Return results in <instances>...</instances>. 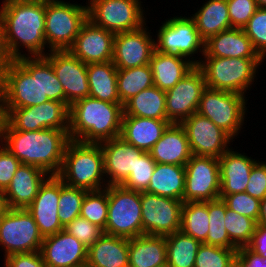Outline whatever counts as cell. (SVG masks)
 <instances>
[{
    "instance_id": "obj_57",
    "label": "cell",
    "mask_w": 266,
    "mask_h": 267,
    "mask_svg": "<svg viewBox=\"0 0 266 267\" xmlns=\"http://www.w3.org/2000/svg\"><path fill=\"white\" fill-rule=\"evenodd\" d=\"M10 209L4 190L0 189V217Z\"/></svg>"
},
{
    "instance_id": "obj_32",
    "label": "cell",
    "mask_w": 266,
    "mask_h": 267,
    "mask_svg": "<svg viewBox=\"0 0 266 267\" xmlns=\"http://www.w3.org/2000/svg\"><path fill=\"white\" fill-rule=\"evenodd\" d=\"M185 166L156 163L145 192L183 201Z\"/></svg>"
},
{
    "instance_id": "obj_23",
    "label": "cell",
    "mask_w": 266,
    "mask_h": 267,
    "mask_svg": "<svg viewBox=\"0 0 266 267\" xmlns=\"http://www.w3.org/2000/svg\"><path fill=\"white\" fill-rule=\"evenodd\" d=\"M88 247L65 230L43 238L40 253L48 267H86Z\"/></svg>"
},
{
    "instance_id": "obj_37",
    "label": "cell",
    "mask_w": 266,
    "mask_h": 267,
    "mask_svg": "<svg viewBox=\"0 0 266 267\" xmlns=\"http://www.w3.org/2000/svg\"><path fill=\"white\" fill-rule=\"evenodd\" d=\"M154 86L150 64L128 69H117V92L124 105L142 90Z\"/></svg>"
},
{
    "instance_id": "obj_21",
    "label": "cell",
    "mask_w": 266,
    "mask_h": 267,
    "mask_svg": "<svg viewBox=\"0 0 266 267\" xmlns=\"http://www.w3.org/2000/svg\"><path fill=\"white\" fill-rule=\"evenodd\" d=\"M114 36L88 19L68 51L85 64L109 62L113 57Z\"/></svg>"
},
{
    "instance_id": "obj_46",
    "label": "cell",
    "mask_w": 266,
    "mask_h": 267,
    "mask_svg": "<svg viewBox=\"0 0 266 267\" xmlns=\"http://www.w3.org/2000/svg\"><path fill=\"white\" fill-rule=\"evenodd\" d=\"M219 198L222 199L226 206L231 210L257 222L260 208L259 199L252 197L247 192L219 195Z\"/></svg>"
},
{
    "instance_id": "obj_16",
    "label": "cell",
    "mask_w": 266,
    "mask_h": 267,
    "mask_svg": "<svg viewBox=\"0 0 266 267\" xmlns=\"http://www.w3.org/2000/svg\"><path fill=\"white\" fill-rule=\"evenodd\" d=\"M206 88L203 72L195 66L173 88L166 91L167 120L170 123L181 124L196 113Z\"/></svg>"
},
{
    "instance_id": "obj_7",
    "label": "cell",
    "mask_w": 266,
    "mask_h": 267,
    "mask_svg": "<svg viewBox=\"0 0 266 267\" xmlns=\"http://www.w3.org/2000/svg\"><path fill=\"white\" fill-rule=\"evenodd\" d=\"M87 20L88 5L65 1L45 4V39L48 51L68 50Z\"/></svg>"
},
{
    "instance_id": "obj_27",
    "label": "cell",
    "mask_w": 266,
    "mask_h": 267,
    "mask_svg": "<svg viewBox=\"0 0 266 267\" xmlns=\"http://www.w3.org/2000/svg\"><path fill=\"white\" fill-rule=\"evenodd\" d=\"M149 153L156 163L185 166L192 157L185 128L171 123Z\"/></svg>"
},
{
    "instance_id": "obj_33",
    "label": "cell",
    "mask_w": 266,
    "mask_h": 267,
    "mask_svg": "<svg viewBox=\"0 0 266 267\" xmlns=\"http://www.w3.org/2000/svg\"><path fill=\"white\" fill-rule=\"evenodd\" d=\"M89 97L120 103L117 92V68L112 61L87 64Z\"/></svg>"
},
{
    "instance_id": "obj_31",
    "label": "cell",
    "mask_w": 266,
    "mask_h": 267,
    "mask_svg": "<svg viewBox=\"0 0 266 267\" xmlns=\"http://www.w3.org/2000/svg\"><path fill=\"white\" fill-rule=\"evenodd\" d=\"M129 267H161L167 264L165 236L141 235L129 239Z\"/></svg>"
},
{
    "instance_id": "obj_59",
    "label": "cell",
    "mask_w": 266,
    "mask_h": 267,
    "mask_svg": "<svg viewBox=\"0 0 266 267\" xmlns=\"http://www.w3.org/2000/svg\"><path fill=\"white\" fill-rule=\"evenodd\" d=\"M258 8H266V0H256Z\"/></svg>"
},
{
    "instance_id": "obj_20",
    "label": "cell",
    "mask_w": 266,
    "mask_h": 267,
    "mask_svg": "<svg viewBox=\"0 0 266 267\" xmlns=\"http://www.w3.org/2000/svg\"><path fill=\"white\" fill-rule=\"evenodd\" d=\"M59 197L60 178L57 175H50L40 186L33 202L26 208L43 238L64 230L57 215Z\"/></svg>"
},
{
    "instance_id": "obj_13",
    "label": "cell",
    "mask_w": 266,
    "mask_h": 267,
    "mask_svg": "<svg viewBox=\"0 0 266 267\" xmlns=\"http://www.w3.org/2000/svg\"><path fill=\"white\" fill-rule=\"evenodd\" d=\"M5 110L6 121L18 131L69 129V107L64 102L48 100L39 105Z\"/></svg>"
},
{
    "instance_id": "obj_55",
    "label": "cell",
    "mask_w": 266,
    "mask_h": 267,
    "mask_svg": "<svg viewBox=\"0 0 266 267\" xmlns=\"http://www.w3.org/2000/svg\"><path fill=\"white\" fill-rule=\"evenodd\" d=\"M6 115L7 114L5 110L4 89L0 79V133L6 124Z\"/></svg>"
},
{
    "instance_id": "obj_11",
    "label": "cell",
    "mask_w": 266,
    "mask_h": 267,
    "mask_svg": "<svg viewBox=\"0 0 266 267\" xmlns=\"http://www.w3.org/2000/svg\"><path fill=\"white\" fill-rule=\"evenodd\" d=\"M43 236L26 208H10L0 217V246L4 258L9 255L41 250Z\"/></svg>"
},
{
    "instance_id": "obj_6",
    "label": "cell",
    "mask_w": 266,
    "mask_h": 267,
    "mask_svg": "<svg viewBox=\"0 0 266 267\" xmlns=\"http://www.w3.org/2000/svg\"><path fill=\"white\" fill-rule=\"evenodd\" d=\"M197 67L208 88L246 94L254 83L263 58L203 57Z\"/></svg>"
},
{
    "instance_id": "obj_19",
    "label": "cell",
    "mask_w": 266,
    "mask_h": 267,
    "mask_svg": "<svg viewBox=\"0 0 266 267\" xmlns=\"http://www.w3.org/2000/svg\"><path fill=\"white\" fill-rule=\"evenodd\" d=\"M144 25L114 36L112 62L117 69H128L150 63L156 49L155 39Z\"/></svg>"
},
{
    "instance_id": "obj_48",
    "label": "cell",
    "mask_w": 266,
    "mask_h": 267,
    "mask_svg": "<svg viewBox=\"0 0 266 267\" xmlns=\"http://www.w3.org/2000/svg\"><path fill=\"white\" fill-rule=\"evenodd\" d=\"M231 28H243L258 9L256 0H227Z\"/></svg>"
},
{
    "instance_id": "obj_15",
    "label": "cell",
    "mask_w": 266,
    "mask_h": 267,
    "mask_svg": "<svg viewBox=\"0 0 266 267\" xmlns=\"http://www.w3.org/2000/svg\"><path fill=\"white\" fill-rule=\"evenodd\" d=\"M183 201L141 192L143 235L166 236L181 229Z\"/></svg>"
},
{
    "instance_id": "obj_4",
    "label": "cell",
    "mask_w": 266,
    "mask_h": 267,
    "mask_svg": "<svg viewBox=\"0 0 266 267\" xmlns=\"http://www.w3.org/2000/svg\"><path fill=\"white\" fill-rule=\"evenodd\" d=\"M123 105L92 97L79 99L69 106L70 140L100 143L120 136Z\"/></svg>"
},
{
    "instance_id": "obj_5",
    "label": "cell",
    "mask_w": 266,
    "mask_h": 267,
    "mask_svg": "<svg viewBox=\"0 0 266 267\" xmlns=\"http://www.w3.org/2000/svg\"><path fill=\"white\" fill-rule=\"evenodd\" d=\"M57 176L71 187L87 191L105 189L108 185L100 143L70 140L65 149L61 171Z\"/></svg>"
},
{
    "instance_id": "obj_53",
    "label": "cell",
    "mask_w": 266,
    "mask_h": 267,
    "mask_svg": "<svg viewBox=\"0 0 266 267\" xmlns=\"http://www.w3.org/2000/svg\"><path fill=\"white\" fill-rule=\"evenodd\" d=\"M248 247L259 254L262 258H266V225L257 224L255 233L253 234L251 243Z\"/></svg>"
},
{
    "instance_id": "obj_9",
    "label": "cell",
    "mask_w": 266,
    "mask_h": 267,
    "mask_svg": "<svg viewBox=\"0 0 266 267\" xmlns=\"http://www.w3.org/2000/svg\"><path fill=\"white\" fill-rule=\"evenodd\" d=\"M247 97L235 92L206 88L199 101L197 113L210 119L232 139L243 126Z\"/></svg>"
},
{
    "instance_id": "obj_45",
    "label": "cell",
    "mask_w": 266,
    "mask_h": 267,
    "mask_svg": "<svg viewBox=\"0 0 266 267\" xmlns=\"http://www.w3.org/2000/svg\"><path fill=\"white\" fill-rule=\"evenodd\" d=\"M251 40L255 50L265 60L266 58V8H258L242 28Z\"/></svg>"
},
{
    "instance_id": "obj_42",
    "label": "cell",
    "mask_w": 266,
    "mask_h": 267,
    "mask_svg": "<svg viewBox=\"0 0 266 267\" xmlns=\"http://www.w3.org/2000/svg\"><path fill=\"white\" fill-rule=\"evenodd\" d=\"M87 192L82 188L68 186L60 179L59 211L57 215L63 227L80 216L82 202Z\"/></svg>"
},
{
    "instance_id": "obj_39",
    "label": "cell",
    "mask_w": 266,
    "mask_h": 267,
    "mask_svg": "<svg viewBox=\"0 0 266 267\" xmlns=\"http://www.w3.org/2000/svg\"><path fill=\"white\" fill-rule=\"evenodd\" d=\"M209 230L204 244L223 248H237L229 239L224 225L226 204L222 199L208 201Z\"/></svg>"
},
{
    "instance_id": "obj_25",
    "label": "cell",
    "mask_w": 266,
    "mask_h": 267,
    "mask_svg": "<svg viewBox=\"0 0 266 267\" xmlns=\"http://www.w3.org/2000/svg\"><path fill=\"white\" fill-rule=\"evenodd\" d=\"M203 57L262 58L242 28H230L209 37Z\"/></svg>"
},
{
    "instance_id": "obj_28",
    "label": "cell",
    "mask_w": 266,
    "mask_h": 267,
    "mask_svg": "<svg viewBox=\"0 0 266 267\" xmlns=\"http://www.w3.org/2000/svg\"><path fill=\"white\" fill-rule=\"evenodd\" d=\"M171 123L136 116H123L120 137L138 149L149 152Z\"/></svg>"
},
{
    "instance_id": "obj_22",
    "label": "cell",
    "mask_w": 266,
    "mask_h": 267,
    "mask_svg": "<svg viewBox=\"0 0 266 267\" xmlns=\"http://www.w3.org/2000/svg\"><path fill=\"white\" fill-rule=\"evenodd\" d=\"M107 185H121L135 170L136 159L145 152L120 136L100 142Z\"/></svg>"
},
{
    "instance_id": "obj_12",
    "label": "cell",
    "mask_w": 266,
    "mask_h": 267,
    "mask_svg": "<svg viewBox=\"0 0 266 267\" xmlns=\"http://www.w3.org/2000/svg\"><path fill=\"white\" fill-rule=\"evenodd\" d=\"M204 43L194 21L189 16H174L159 27L155 47L162 53L183 56L197 66L200 60H196L193 55L198 52L204 55Z\"/></svg>"
},
{
    "instance_id": "obj_14",
    "label": "cell",
    "mask_w": 266,
    "mask_h": 267,
    "mask_svg": "<svg viewBox=\"0 0 266 267\" xmlns=\"http://www.w3.org/2000/svg\"><path fill=\"white\" fill-rule=\"evenodd\" d=\"M219 195V158L192 155L185 165L183 202L213 201Z\"/></svg>"
},
{
    "instance_id": "obj_43",
    "label": "cell",
    "mask_w": 266,
    "mask_h": 267,
    "mask_svg": "<svg viewBox=\"0 0 266 267\" xmlns=\"http://www.w3.org/2000/svg\"><path fill=\"white\" fill-rule=\"evenodd\" d=\"M238 248H223L202 243L197 251L194 267H232Z\"/></svg>"
},
{
    "instance_id": "obj_1",
    "label": "cell",
    "mask_w": 266,
    "mask_h": 267,
    "mask_svg": "<svg viewBox=\"0 0 266 267\" xmlns=\"http://www.w3.org/2000/svg\"><path fill=\"white\" fill-rule=\"evenodd\" d=\"M5 108H24L48 100L64 102L63 86L52 64L44 56H23L13 60L1 73Z\"/></svg>"
},
{
    "instance_id": "obj_51",
    "label": "cell",
    "mask_w": 266,
    "mask_h": 267,
    "mask_svg": "<svg viewBox=\"0 0 266 267\" xmlns=\"http://www.w3.org/2000/svg\"><path fill=\"white\" fill-rule=\"evenodd\" d=\"M4 260L5 267H48L44 263L40 251L12 254Z\"/></svg>"
},
{
    "instance_id": "obj_2",
    "label": "cell",
    "mask_w": 266,
    "mask_h": 267,
    "mask_svg": "<svg viewBox=\"0 0 266 267\" xmlns=\"http://www.w3.org/2000/svg\"><path fill=\"white\" fill-rule=\"evenodd\" d=\"M69 141L68 130L47 128L37 131H18L7 121L0 133V143L21 164L34 165L49 175L60 173Z\"/></svg>"
},
{
    "instance_id": "obj_3",
    "label": "cell",
    "mask_w": 266,
    "mask_h": 267,
    "mask_svg": "<svg viewBox=\"0 0 266 267\" xmlns=\"http://www.w3.org/2000/svg\"><path fill=\"white\" fill-rule=\"evenodd\" d=\"M0 17L3 21L6 47L13 60L23 56H45L48 53L44 52L47 45L44 3L3 0ZM21 48H26L28 54L21 52Z\"/></svg>"
},
{
    "instance_id": "obj_54",
    "label": "cell",
    "mask_w": 266,
    "mask_h": 267,
    "mask_svg": "<svg viewBox=\"0 0 266 267\" xmlns=\"http://www.w3.org/2000/svg\"><path fill=\"white\" fill-rule=\"evenodd\" d=\"M13 61V58L10 56L4 35V26L3 21L0 17V73Z\"/></svg>"
},
{
    "instance_id": "obj_52",
    "label": "cell",
    "mask_w": 266,
    "mask_h": 267,
    "mask_svg": "<svg viewBox=\"0 0 266 267\" xmlns=\"http://www.w3.org/2000/svg\"><path fill=\"white\" fill-rule=\"evenodd\" d=\"M236 263L240 267H266V258L253 252L248 246L240 247L236 254Z\"/></svg>"
},
{
    "instance_id": "obj_17",
    "label": "cell",
    "mask_w": 266,
    "mask_h": 267,
    "mask_svg": "<svg viewBox=\"0 0 266 267\" xmlns=\"http://www.w3.org/2000/svg\"><path fill=\"white\" fill-rule=\"evenodd\" d=\"M181 125L187 133L192 155L220 158L234 140L210 119L194 113Z\"/></svg>"
},
{
    "instance_id": "obj_34",
    "label": "cell",
    "mask_w": 266,
    "mask_h": 267,
    "mask_svg": "<svg viewBox=\"0 0 266 267\" xmlns=\"http://www.w3.org/2000/svg\"><path fill=\"white\" fill-rule=\"evenodd\" d=\"M190 18L194 21L200 37H209L231 28L227 0H207Z\"/></svg>"
},
{
    "instance_id": "obj_56",
    "label": "cell",
    "mask_w": 266,
    "mask_h": 267,
    "mask_svg": "<svg viewBox=\"0 0 266 267\" xmlns=\"http://www.w3.org/2000/svg\"><path fill=\"white\" fill-rule=\"evenodd\" d=\"M257 224L266 225V196L262 200H260L259 217Z\"/></svg>"
},
{
    "instance_id": "obj_38",
    "label": "cell",
    "mask_w": 266,
    "mask_h": 267,
    "mask_svg": "<svg viewBox=\"0 0 266 267\" xmlns=\"http://www.w3.org/2000/svg\"><path fill=\"white\" fill-rule=\"evenodd\" d=\"M180 230L205 243L209 230L208 201L183 202Z\"/></svg>"
},
{
    "instance_id": "obj_60",
    "label": "cell",
    "mask_w": 266,
    "mask_h": 267,
    "mask_svg": "<svg viewBox=\"0 0 266 267\" xmlns=\"http://www.w3.org/2000/svg\"><path fill=\"white\" fill-rule=\"evenodd\" d=\"M232 267H240L236 262L232 265Z\"/></svg>"
},
{
    "instance_id": "obj_44",
    "label": "cell",
    "mask_w": 266,
    "mask_h": 267,
    "mask_svg": "<svg viewBox=\"0 0 266 267\" xmlns=\"http://www.w3.org/2000/svg\"><path fill=\"white\" fill-rule=\"evenodd\" d=\"M156 162L149 152H144L136 159L135 170L121 184L122 187L137 192H145L154 173Z\"/></svg>"
},
{
    "instance_id": "obj_35",
    "label": "cell",
    "mask_w": 266,
    "mask_h": 267,
    "mask_svg": "<svg viewBox=\"0 0 266 267\" xmlns=\"http://www.w3.org/2000/svg\"><path fill=\"white\" fill-rule=\"evenodd\" d=\"M123 116L167 120L166 92L156 86L142 90L123 105Z\"/></svg>"
},
{
    "instance_id": "obj_40",
    "label": "cell",
    "mask_w": 266,
    "mask_h": 267,
    "mask_svg": "<svg viewBox=\"0 0 266 267\" xmlns=\"http://www.w3.org/2000/svg\"><path fill=\"white\" fill-rule=\"evenodd\" d=\"M224 225L230 241L237 247H245L251 243L257 222L238 214L226 206Z\"/></svg>"
},
{
    "instance_id": "obj_30",
    "label": "cell",
    "mask_w": 266,
    "mask_h": 267,
    "mask_svg": "<svg viewBox=\"0 0 266 267\" xmlns=\"http://www.w3.org/2000/svg\"><path fill=\"white\" fill-rule=\"evenodd\" d=\"M149 64L153 74L154 86L165 92L173 88L196 66L183 56L162 53L156 49Z\"/></svg>"
},
{
    "instance_id": "obj_26",
    "label": "cell",
    "mask_w": 266,
    "mask_h": 267,
    "mask_svg": "<svg viewBox=\"0 0 266 267\" xmlns=\"http://www.w3.org/2000/svg\"><path fill=\"white\" fill-rule=\"evenodd\" d=\"M257 160L229 148L219 158L220 195L245 192L251 169Z\"/></svg>"
},
{
    "instance_id": "obj_36",
    "label": "cell",
    "mask_w": 266,
    "mask_h": 267,
    "mask_svg": "<svg viewBox=\"0 0 266 267\" xmlns=\"http://www.w3.org/2000/svg\"><path fill=\"white\" fill-rule=\"evenodd\" d=\"M167 265L169 267H194L201 243L181 230L165 236Z\"/></svg>"
},
{
    "instance_id": "obj_29",
    "label": "cell",
    "mask_w": 266,
    "mask_h": 267,
    "mask_svg": "<svg viewBox=\"0 0 266 267\" xmlns=\"http://www.w3.org/2000/svg\"><path fill=\"white\" fill-rule=\"evenodd\" d=\"M129 239L103 234L88 247L87 267H129Z\"/></svg>"
},
{
    "instance_id": "obj_41",
    "label": "cell",
    "mask_w": 266,
    "mask_h": 267,
    "mask_svg": "<svg viewBox=\"0 0 266 267\" xmlns=\"http://www.w3.org/2000/svg\"><path fill=\"white\" fill-rule=\"evenodd\" d=\"M80 216L105 230L108 218V186L85 194Z\"/></svg>"
},
{
    "instance_id": "obj_18",
    "label": "cell",
    "mask_w": 266,
    "mask_h": 267,
    "mask_svg": "<svg viewBox=\"0 0 266 267\" xmlns=\"http://www.w3.org/2000/svg\"><path fill=\"white\" fill-rule=\"evenodd\" d=\"M51 64L64 89L66 105L89 97L87 64L68 50L50 51L44 56Z\"/></svg>"
},
{
    "instance_id": "obj_8",
    "label": "cell",
    "mask_w": 266,
    "mask_h": 267,
    "mask_svg": "<svg viewBox=\"0 0 266 267\" xmlns=\"http://www.w3.org/2000/svg\"><path fill=\"white\" fill-rule=\"evenodd\" d=\"M104 233L128 239L143 235L141 192L121 185L108 186V218Z\"/></svg>"
},
{
    "instance_id": "obj_49",
    "label": "cell",
    "mask_w": 266,
    "mask_h": 267,
    "mask_svg": "<svg viewBox=\"0 0 266 267\" xmlns=\"http://www.w3.org/2000/svg\"><path fill=\"white\" fill-rule=\"evenodd\" d=\"M245 192L259 200L266 196V162L258 160L254 164Z\"/></svg>"
},
{
    "instance_id": "obj_47",
    "label": "cell",
    "mask_w": 266,
    "mask_h": 267,
    "mask_svg": "<svg viewBox=\"0 0 266 267\" xmlns=\"http://www.w3.org/2000/svg\"><path fill=\"white\" fill-rule=\"evenodd\" d=\"M64 230L87 247L93 245L104 234V230L101 227L92 224L81 216L68 223Z\"/></svg>"
},
{
    "instance_id": "obj_10",
    "label": "cell",
    "mask_w": 266,
    "mask_h": 267,
    "mask_svg": "<svg viewBox=\"0 0 266 267\" xmlns=\"http://www.w3.org/2000/svg\"><path fill=\"white\" fill-rule=\"evenodd\" d=\"M140 0H88V19L114 34L146 26Z\"/></svg>"
},
{
    "instance_id": "obj_24",
    "label": "cell",
    "mask_w": 266,
    "mask_h": 267,
    "mask_svg": "<svg viewBox=\"0 0 266 267\" xmlns=\"http://www.w3.org/2000/svg\"><path fill=\"white\" fill-rule=\"evenodd\" d=\"M50 175L34 165L20 164L4 191L10 208H27Z\"/></svg>"
},
{
    "instance_id": "obj_58",
    "label": "cell",
    "mask_w": 266,
    "mask_h": 267,
    "mask_svg": "<svg viewBox=\"0 0 266 267\" xmlns=\"http://www.w3.org/2000/svg\"><path fill=\"white\" fill-rule=\"evenodd\" d=\"M22 1L49 4V3L60 2L64 0H22Z\"/></svg>"
},
{
    "instance_id": "obj_50",
    "label": "cell",
    "mask_w": 266,
    "mask_h": 267,
    "mask_svg": "<svg viewBox=\"0 0 266 267\" xmlns=\"http://www.w3.org/2000/svg\"><path fill=\"white\" fill-rule=\"evenodd\" d=\"M20 164L21 162L0 143V189L6 190Z\"/></svg>"
}]
</instances>
